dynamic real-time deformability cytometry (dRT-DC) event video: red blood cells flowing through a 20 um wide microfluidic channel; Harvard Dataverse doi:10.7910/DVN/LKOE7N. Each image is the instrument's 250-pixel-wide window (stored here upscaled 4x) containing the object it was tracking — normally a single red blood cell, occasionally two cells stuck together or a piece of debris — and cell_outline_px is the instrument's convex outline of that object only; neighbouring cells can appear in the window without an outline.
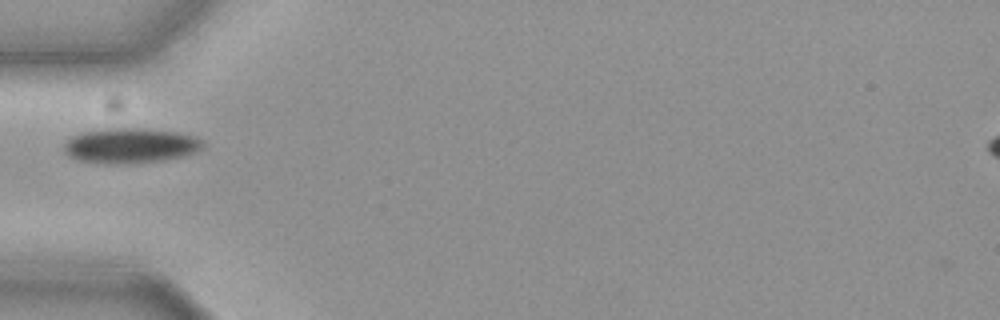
{"species": "common noctule bat (a hibernating species)", "species_latin": "Nyctalus noctula", "temperature_condition": "cold", "stored_images_in_passage": 39, "camera_frame_rate_fps": 3000, "um_per_image_px": 0.085, "animal": {"sex": "female", "body_mass_g": 19.3, "forearm_length_mm": 54.1}, "frame": {"image": 1, "passage_image": 1, "time_ms": 0.0, "image_size_px": [1000, 320], "cell_outline_px": [[204, 144], [196, 152], [184, 156], [164, 160], [128, 164], [108, 164], [76, 160], [68, 156], [64, 152], [64, 140], [80, 132], [104, 128], [144, 128], [176, 132], [196, 136], [204, 140]], "centroid_in_image_um": [11.05, 12.37], "position_along_channel_um": 74.0, "area_um2": 28.96}}
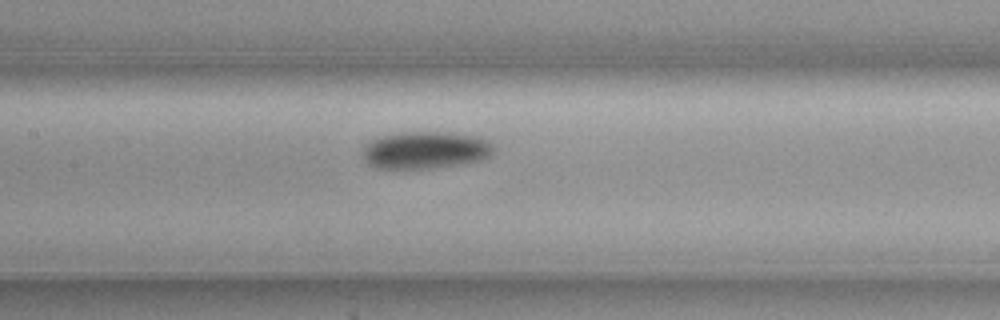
{"frame": {"image": 2, "passage_image": 9, "time_ms": 2.667, "image_size_px": [1000, 320], "cell_outline_px": [[496, 148], [488, 156], [480, 160], [460, 164], [432, 168], [376, 168], [368, 164], [364, 156], [364, 144], [368, 140], [376, 136], [396, 132], [460, 132], [484, 136]], "centroid_in_image_um": [36.18, 12.72], "position_along_channel_um": 171.2, "area_um2": 29.07}}
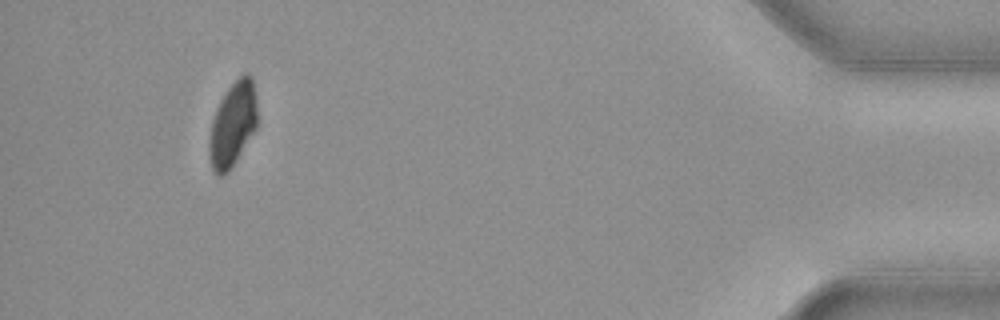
{"frame": {"image": 3, "passage_image": 35, "time_ms": 11.333, "image_size_px": [1000, 320], "cell_outline_px": [[256, 128], [236, 160], [228, 172], [220, 176], [216, 176], [212, 168], [208, 156], [208, 144], [212, 120], [216, 108], [220, 100], [228, 88], [244, 72], [248, 72], [252, 76], [256, 96]], "centroid_in_image_um": [19.76, 10.57], "position_along_channel_um": 415.4, "area_um2": 23.7}}